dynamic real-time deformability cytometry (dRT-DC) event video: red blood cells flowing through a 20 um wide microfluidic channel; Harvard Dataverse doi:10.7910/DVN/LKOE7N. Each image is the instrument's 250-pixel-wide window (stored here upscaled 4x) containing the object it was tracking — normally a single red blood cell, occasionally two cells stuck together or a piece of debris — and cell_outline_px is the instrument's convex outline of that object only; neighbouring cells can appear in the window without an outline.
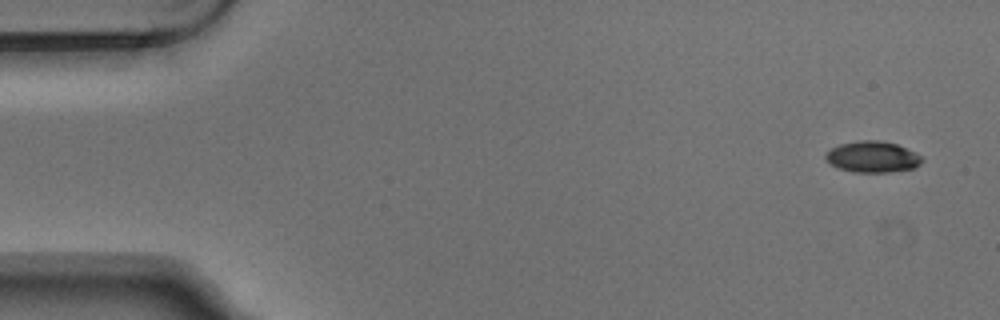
{"species": "Egyptian fruit bat (a non-hibernating species)", "species_latin": "Rousettus aegyptiacus", "temperature_condition": "warm", "stored_images_in_passage": 5, "camera_frame_rate_fps": 3000, "um_per_image_px": 0.085, "animal": {"sex": "male"}, "frame": {"image": 1, "passage_image": 1, "time_ms": 0.0, "image_size_px": [1000, 320], "cell_outline_px": [[924, 160], [920, 164], [912, 168], [888, 172], [852, 172], [836, 168], [824, 156], [832, 148], [840, 144], [860, 140], [880, 140], [896, 144], [916, 152]], "centroid_in_image_um": [74.17, 13.33], "position_along_channel_um": 10.8, "area_um2": 17.4}}